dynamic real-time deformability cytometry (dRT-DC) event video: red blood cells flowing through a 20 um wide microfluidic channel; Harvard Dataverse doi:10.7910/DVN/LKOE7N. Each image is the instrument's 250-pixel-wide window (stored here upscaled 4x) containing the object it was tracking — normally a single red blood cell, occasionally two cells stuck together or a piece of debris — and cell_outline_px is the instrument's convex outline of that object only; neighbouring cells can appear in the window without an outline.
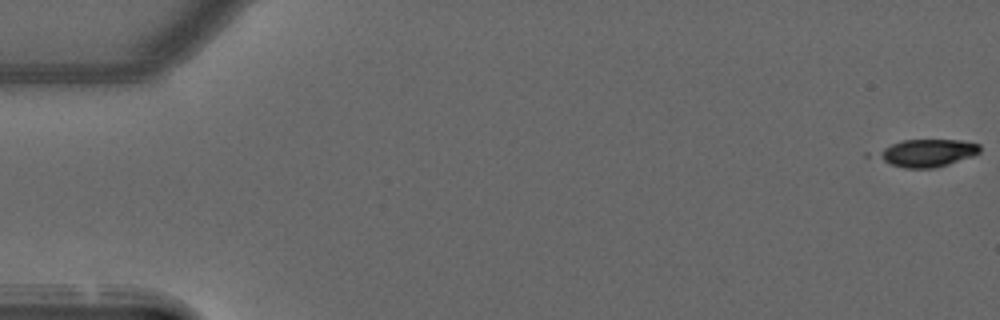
{"species": "common noctule bat (a hibernating species)", "species_latin": "Nyctalus noctula", "temperature_condition": "warm", "stored_images_in_passage": 12, "camera_frame_rate_fps": 3000, "um_per_image_px": 0.085, "animal": {"sex": "male", "forearm_length_mm": 52.5}, "frame": {"image": 1, "passage_image": 1, "time_ms": 0.0, "image_size_px": [1000, 320], "cell_outline_px": [[980, 152], [972, 156], [948, 164], [932, 168], [904, 168], [892, 164], [876, 156], [876, 152], [900, 140], [960, 140], [980, 144]], "centroid_in_image_um": [78.83, 12.99], "position_along_channel_um": 6.2, "area_um2": 16.18}}